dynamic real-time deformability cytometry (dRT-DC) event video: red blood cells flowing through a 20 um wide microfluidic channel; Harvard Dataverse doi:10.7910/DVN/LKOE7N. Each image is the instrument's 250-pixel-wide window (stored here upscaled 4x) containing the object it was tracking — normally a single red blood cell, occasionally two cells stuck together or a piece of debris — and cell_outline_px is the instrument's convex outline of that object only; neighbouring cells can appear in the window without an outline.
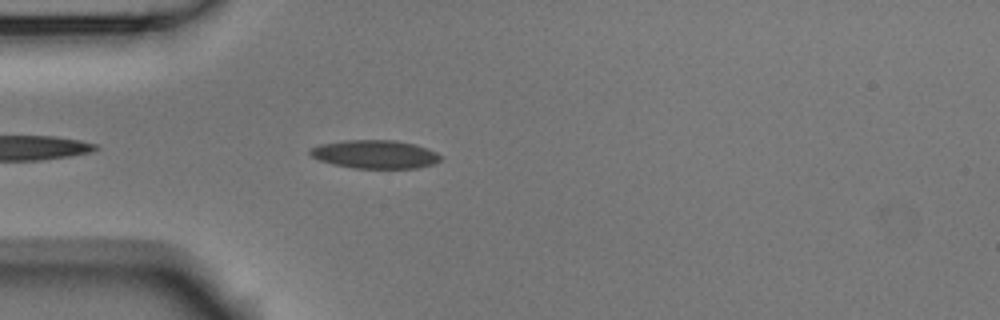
{"species": "Egyptian fruit bat (a non-hibernating species)", "species_latin": "Rousettus aegyptiacus", "temperature_condition": "room temperature", "stored_images_in_passage": 2, "camera_frame_rate_fps": 3000, "um_per_image_px": 0.085, "animal": {"sex": "male"}, "frame": {"image": 1, "passage_image": 2, "time_ms": 0.333, "image_size_px": [1000, 320], "cell_outline_px": [[444, 156], [440, 160], [432, 164], [416, 168], [352, 168], [332, 164], [320, 160], [312, 156], [308, 152], [312, 148], [320, 144], [344, 140], [396, 140], [416, 144], [436, 152]], "centroid_in_image_um": [31.89, 13.11], "position_along_channel_um": 53.1, "area_um2": 21.62}}